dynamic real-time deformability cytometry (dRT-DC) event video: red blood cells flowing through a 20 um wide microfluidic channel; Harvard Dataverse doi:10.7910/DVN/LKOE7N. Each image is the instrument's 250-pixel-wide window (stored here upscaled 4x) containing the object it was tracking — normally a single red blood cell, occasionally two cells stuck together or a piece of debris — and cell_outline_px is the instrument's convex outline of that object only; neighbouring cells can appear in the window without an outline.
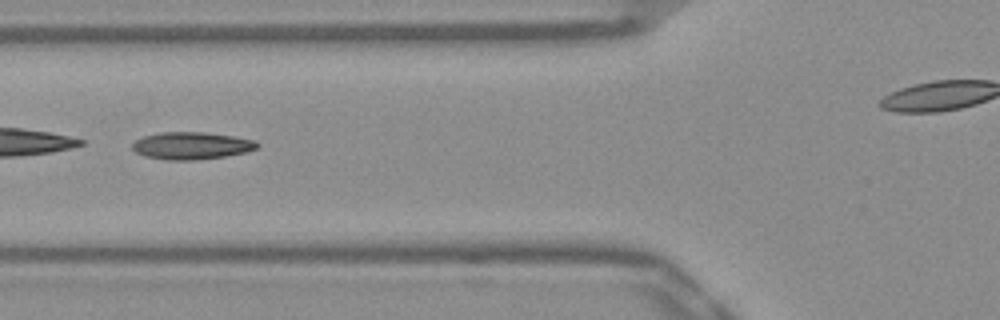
{"species": "Egyptian fruit bat (a non-hibernating species)", "species_latin": "Rousettus aegyptiacus", "temperature_condition": "warm", "stored_images_in_passage": 47, "camera_frame_rate_fps": 3000, "um_per_image_px": 0.085, "frame": {"image": 1, "passage_image": 21, "time_ms": 6.667, "image_size_px": [1000, 320], "cell_outline_px": [[260, 144], [256, 148], [248, 152], [224, 156], [196, 160], [168, 160], [144, 156], [136, 152], [132, 148], [132, 144], [136, 140], [144, 136], [160, 132], [204, 132], [232, 136], [256, 140]], "centroid_in_image_um": [16.29, 12.38], "position_along_channel_um": 109.5, "area_um2": 19.88}}
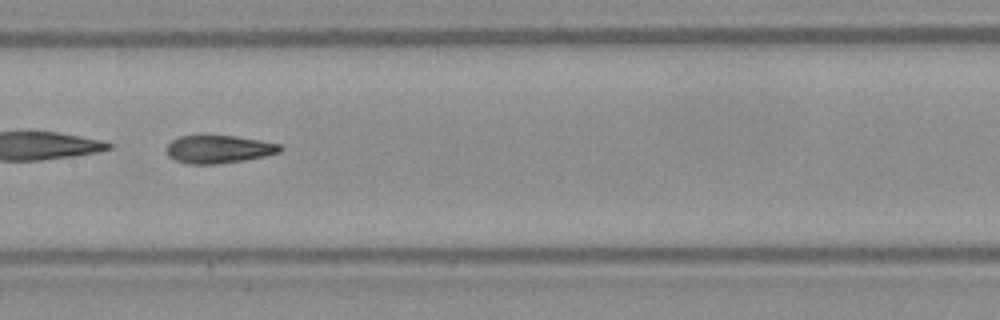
{"frame": {"image": 2, "passage_image": 27, "time_ms": 8.667, "image_size_px": [1000, 320], "cell_outline_px": [[284, 148], [280, 152], [264, 156], [244, 160], [216, 164], [188, 164], [176, 160], [168, 156], [164, 148], [172, 140], [180, 136], [236, 136], [280, 144]], "centroid_in_image_um": [18.57, 12.69], "position_along_channel_um": 188.8, "area_um2": 18.44}, "authors_computed_cell_mechanics": {"area_um2": 19.8832, "velocity_mm_per_s": 3.9435, "shape_relaxation_time_tau1_ms": null, "shape_relaxation_time_tau2_ms": 2.4203, "deformation_change_tau1": null, "deformation_change_tau2": 0.1141}}